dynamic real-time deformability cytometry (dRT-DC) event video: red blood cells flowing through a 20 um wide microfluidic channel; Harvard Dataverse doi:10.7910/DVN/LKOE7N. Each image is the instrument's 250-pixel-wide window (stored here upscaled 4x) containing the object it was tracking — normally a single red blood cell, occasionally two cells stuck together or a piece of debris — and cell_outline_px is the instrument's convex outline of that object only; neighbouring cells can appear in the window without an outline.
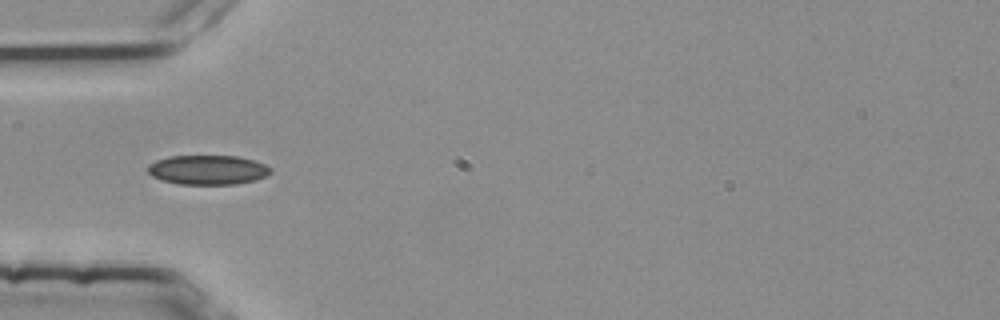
{"species": "common noctule bat (a hibernating species)", "species_latin": "Nyctalus noctula", "temperature_condition": "room temperature", "stored_images_in_passage": 38, "camera_frame_rate_fps": 3000, "um_per_image_px": 0.085, "animal": {"sex": "female", "body_mass_g": 25.1}, "frame": {"image": 1, "passage_image": 1, "time_ms": 0.0, "image_size_px": [1000, 320], "cell_outline_px": [[272, 172], [268, 176], [256, 180], [236, 184], [180, 184], [160, 180], [152, 176], [148, 172], [148, 164], [156, 160], [168, 156], [236, 156], [252, 160], [264, 164], [272, 168]], "centroid_in_image_um": [17.67, 14.44], "position_along_channel_um": 67.3, "area_um2": 21.21}}
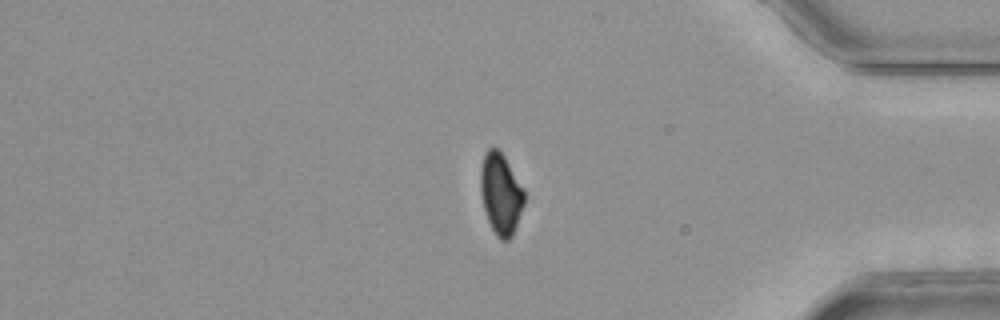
{"frame": {"image": 2, "passage_image": 29, "time_ms": 9.333, "image_size_px": [1000, 320], "cell_outline_px": [[524, 204], [512, 236], [508, 240], [500, 240], [492, 228], [488, 220], [484, 208], [480, 188], [480, 168], [484, 152], [488, 148], [496, 148], [504, 156], [524, 188]], "centroid_in_image_um": [42.56, 16.45], "position_along_channel_um": 392.6, "area_um2": 20.58}}
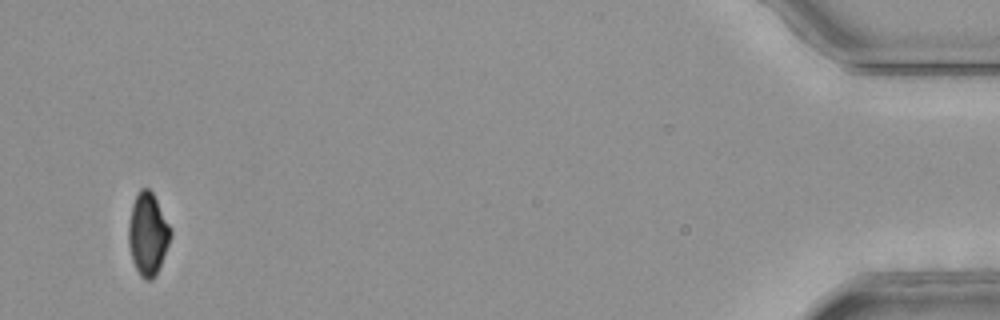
{"frame": {"image": 3, "passage_image": 36, "time_ms": 11.667, "image_size_px": [1000, 320], "cell_outline_px": [[172, 232], [168, 244], [160, 264], [152, 280], [144, 280], [140, 276], [132, 260], [128, 244], [128, 224], [132, 204], [140, 188], [148, 188], [152, 192], [172, 228]], "centroid_in_image_um": [12.55, 19.87], "position_along_channel_um": 422.6, "area_um2": 20.06}, "authors_computed_cell_mechanics": {"area_um2": 21.0103, "velocity_mm_per_s": 3.7924, "shape_relaxation_time_tau1_ms": 5.716, "shape_relaxation_time_tau2_ms": 1.8958, "deformation_change_tau1": 0.1351, "deformation_change_tau2": 0.0508}}